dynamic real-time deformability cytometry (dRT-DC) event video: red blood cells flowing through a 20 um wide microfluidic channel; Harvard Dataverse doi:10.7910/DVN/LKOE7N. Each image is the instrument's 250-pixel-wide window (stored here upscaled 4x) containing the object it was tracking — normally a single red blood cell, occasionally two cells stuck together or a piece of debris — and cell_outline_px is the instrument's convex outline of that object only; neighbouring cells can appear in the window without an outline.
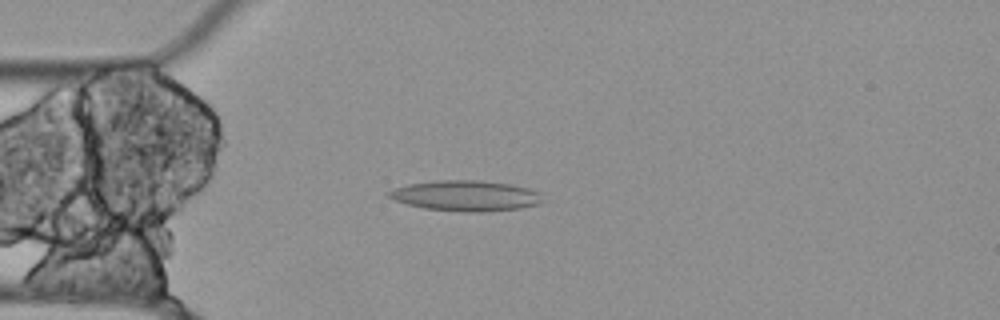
{"species": "Egyptian fruit bat (a non-hibernating species)", "species_latin": "Rousettus aegyptiacus", "temperature_condition": "cold", "stored_images_in_passage": 51, "camera_frame_rate_fps": 3000, "um_per_image_px": 0.085, "animal": {"sex": "female"}, "frame": {"image": 1, "passage_image": 10, "time_ms": 3.0, "image_size_px": [1000, 320], "cell_outline_px": [[544, 192], [540, 204], [520, 208], [480, 212], [468, 212], [424, 208], [408, 204], [396, 200], [388, 196], [384, 192], [408, 184], [436, 180], [476, 180], [512, 184]], "centroid_in_image_um": [39.63, 16.63], "position_along_channel_um": 45.4, "area_um2": 27.46}}
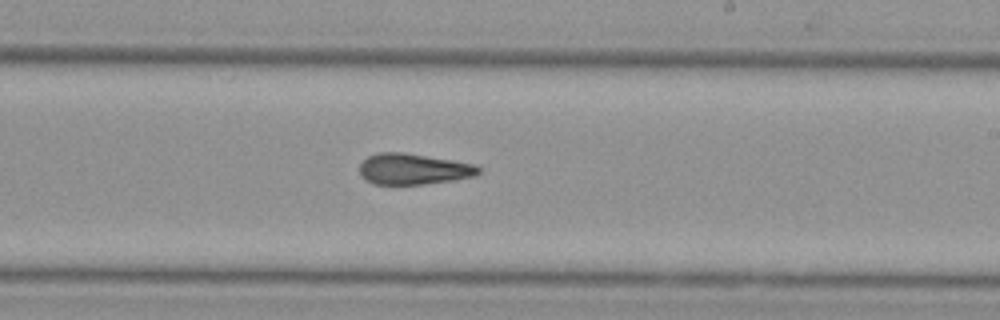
{"frame": {"image": 2, "passage_image": 28, "time_ms": 9.0, "image_size_px": [1000, 320], "cell_outline_px": [[480, 172], [476, 176], [456, 180], [424, 184], [372, 184], [360, 176], [360, 164], [368, 156], [376, 152], [404, 152], [476, 164], [480, 168]], "centroid_in_image_um": [35.15, 14.37], "position_along_channel_um": 253.9, "area_um2": 21.68}}
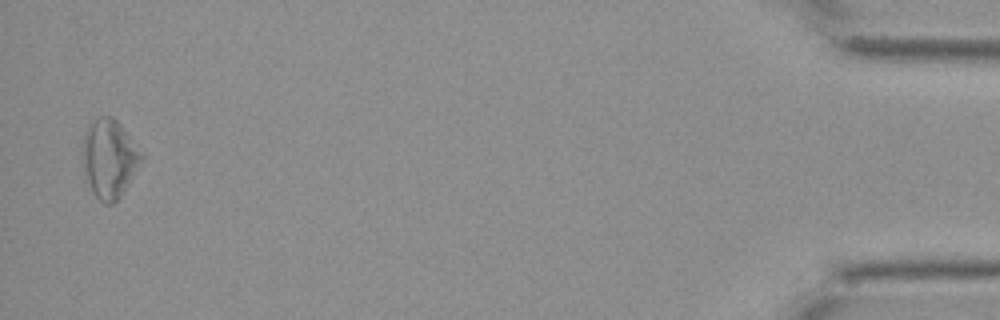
{"frame": {"image": 3, "passage_image": 50, "time_ms": 16.333, "image_size_px": [1000, 320], "cell_outline_px": [[144, 160], [120, 196], [112, 204], [104, 204], [92, 192], [84, 180], [80, 148], [84, 132], [100, 116], [112, 116], [120, 124], [144, 156]], "centroid_in_image_um": [9.24, 13.51], "position_along_channel_um": 426.0, "area_um2": 27.22}, "authors_computed_cell_mechanics": {"area_um2": 22.4264, "velocity_mm_per_s": 3.5336, "shape_relaxation_time_tau1_ms": null, "shape_relaxation_time_tau2_ms": 5.2072, "deformation_change_tau1": null, "deformation_change_tau2": 0.1501}}